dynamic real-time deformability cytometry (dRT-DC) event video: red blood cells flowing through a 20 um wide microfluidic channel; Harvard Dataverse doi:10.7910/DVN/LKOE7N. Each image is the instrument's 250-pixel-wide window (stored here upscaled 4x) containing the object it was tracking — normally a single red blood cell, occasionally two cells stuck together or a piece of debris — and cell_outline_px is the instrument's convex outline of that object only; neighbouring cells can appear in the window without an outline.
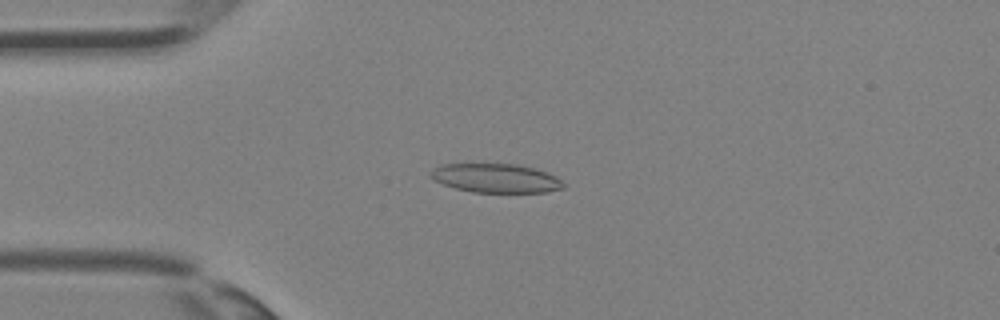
{"species": "Egyptian fruit bat (a non-hibernating species)", "species_latin": "Rousettus aegyptiacus", "temperature_condition": "room temperature", "stored_images_in_passage": 28, "camera_frame_rate_fps": 3000, "um_per_image_px": 0.085, "animal": {"sex": "female"}, "frame": {"image": 1, "passage_image": 1, "time_ms": 0.0, "image_size_px": [1000, 320], "cell_outline_px": [[564, 188], [548, 192], [472, 192], [456, 188], [432, 180], [432, 168], [440, 164], [516, 164], [536, 168], [556, 176], [564, 184]], "centroid_in_image_um": [42.16, 15.14], "position_along_channel_um": 42.8, "area_um2": 22.37}}
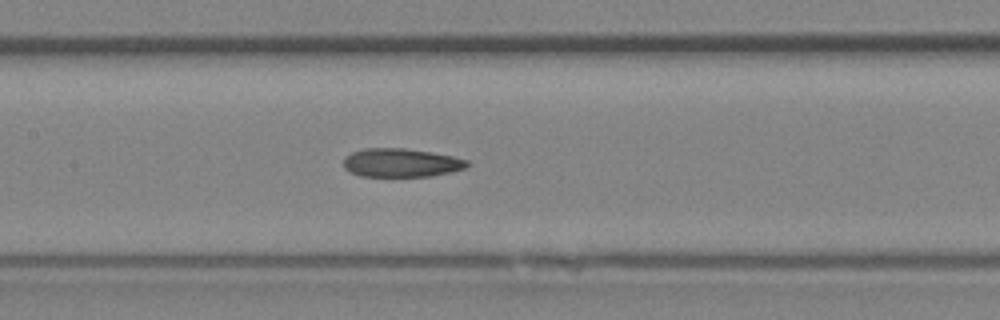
{"frame": {"image": 2, "passage_image": 9, "time_ms": 2.667, "image_size_px": [1000, 320], "cell_outline_px": [[468, 168], [452, 172], [432, 176], [360, 176], [344, 168], [344, 156], [352, 152], [364, 148], [404, 148], [452, 156], [468, 160]], "centroid_in_image_um": [34.1, 13.83], "position_along_channel_um": 173.3, "area_um2": 20.58}}
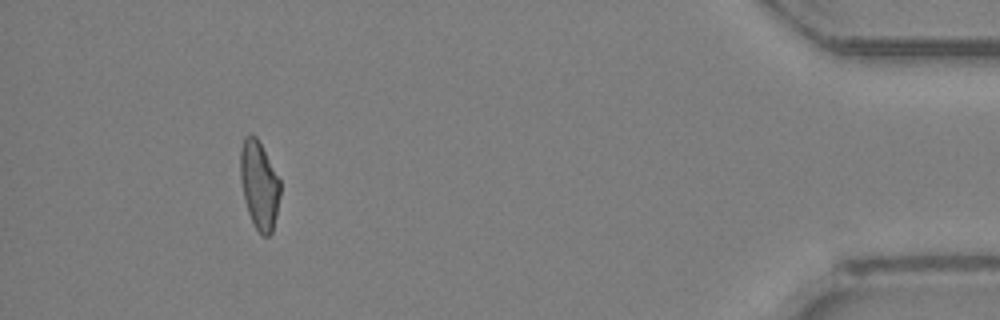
{"frame": {"image": 3, "passage_image": 25, "time_ms": 8.0, "image_size_px": [1000, 320], "cell_outline_px": [[280, 196], [272, 232], [268, 236], [264, 236], [256, 228], [248, 212], [244, 200], [240, 180], [240, 148], [244, 136], [248, 132], [256, 136], [280, 180]], "centroid_in_image_um": [22.01, 15.68], "position_along_channel_um": 413.2, "area_um2": 20.4}}